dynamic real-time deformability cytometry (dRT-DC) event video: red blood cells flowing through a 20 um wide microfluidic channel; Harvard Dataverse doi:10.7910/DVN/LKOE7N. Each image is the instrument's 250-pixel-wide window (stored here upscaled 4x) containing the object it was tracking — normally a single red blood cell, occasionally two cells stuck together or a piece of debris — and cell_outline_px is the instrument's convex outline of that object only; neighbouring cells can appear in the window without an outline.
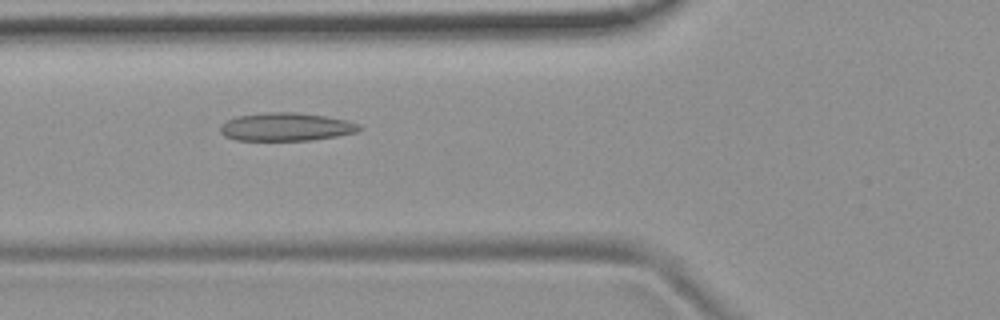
{"species": "common noctule bat (a hibernating species)", "species_latin": "Nyctalus noctula", "temperature_condition": "room temperature", "stored_images_in_passage": 7, "camera_frame_rate_fps": 3000, "um_per_image_px": 0.085, "animal": {"sex": "female", "body_mass_g": 19.9}, "frame": {"image": 1, "passage_image": 3, "time_ms": 2.333, "image_size_px": [1000, 320], "cell_outline_px": [[364, 128], [356, 132], [336, 136], [312, 140], [236, 140], [224, 136], [220, 132], [220, 124], [236, 116], [264, 112], [296, 112], [328, 116], [360, 124]], "centroid_in_image_um": [24.31, 10.77], "position_along_channel_um": 101.5, "area_um2": 22.95}}
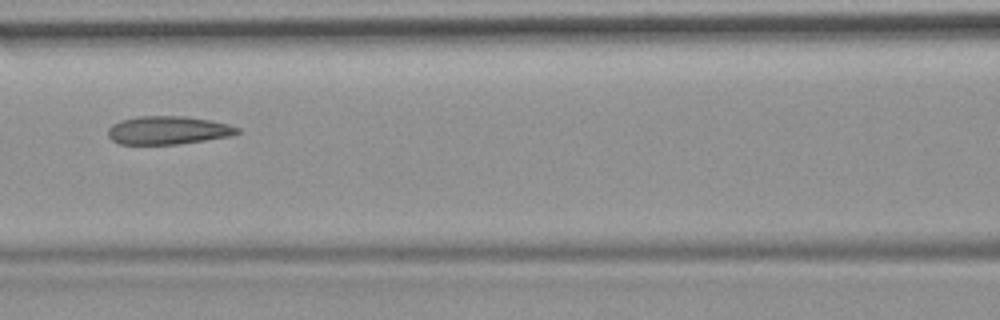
{"frame": {"image": 2, "passage_image": 4, "time_ms": 3.667, "image_size_px": [1000, 320], "cell_outline_px": [[240, 132], [232, 136], [180, 144], [120, 144], [112, 140], [108, 136], [108, 128], [112, 124], [120, 120], [136, 116], [184, 116], [212, 120], [228, 124], [240, 128]], "centroid_in_image_um": [14.29, 11.07], "position_along_channel_um": 152.3, "area_um2": 21.5}}
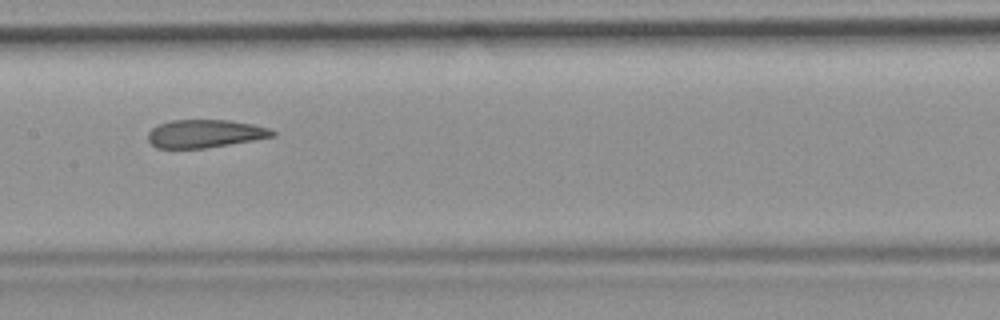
{"frame": {"image": 3, "passage_image": 5, "time_ms": 4.667, "image_size_px": [1000, 320], "cell_outline_px": [[276, 136], [204, 148], [156, 148], [148, 140], [148, 132], [152, 128], [160, 124], [172, 120], [228, 120], [252, 124], [268, 128], [276, 132]], "centroid_in_image_um": [17.41, 11.36], "position_along_channel_um": 190.0, "area_um2": 20.11}}